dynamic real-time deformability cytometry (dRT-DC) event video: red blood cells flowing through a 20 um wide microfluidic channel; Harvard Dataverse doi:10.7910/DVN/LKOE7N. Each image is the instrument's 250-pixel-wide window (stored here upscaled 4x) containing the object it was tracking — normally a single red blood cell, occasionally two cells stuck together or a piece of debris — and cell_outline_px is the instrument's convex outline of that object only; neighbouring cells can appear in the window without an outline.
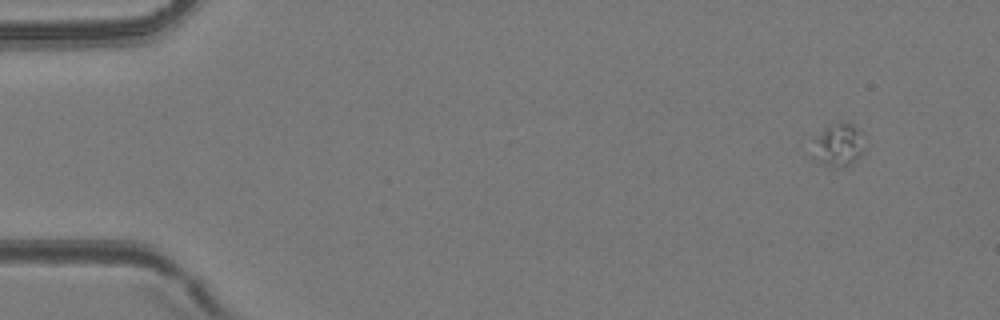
{"species": "common noctule bat (a hibernating species)", "species_latin": "Nyctalus noctula", "temperature_condition": "room temperature", "stored_images_in_passage": 47, "camera_frame_rate_fps": 3000, "um_per_image_px": 0.085, "animal": {"sex": "female", "body_mass_g": 24.6, "forearm_length_mm": 56.2}, "frame": {"image": 1, "passage_image": 1, "time_ms": 0.0, "image_size_px": [1000, 320], "cell_outline_px": [[868, 148], [852, 164], [840, 168], [824, 164], [812, 160], [808, 136], [840, 120], [852, 124], [864, 132]], "centroid_in_image_um": [71.22, 12.29], "position_along_channel_um": 13.8, "area_um2": 14.62}}